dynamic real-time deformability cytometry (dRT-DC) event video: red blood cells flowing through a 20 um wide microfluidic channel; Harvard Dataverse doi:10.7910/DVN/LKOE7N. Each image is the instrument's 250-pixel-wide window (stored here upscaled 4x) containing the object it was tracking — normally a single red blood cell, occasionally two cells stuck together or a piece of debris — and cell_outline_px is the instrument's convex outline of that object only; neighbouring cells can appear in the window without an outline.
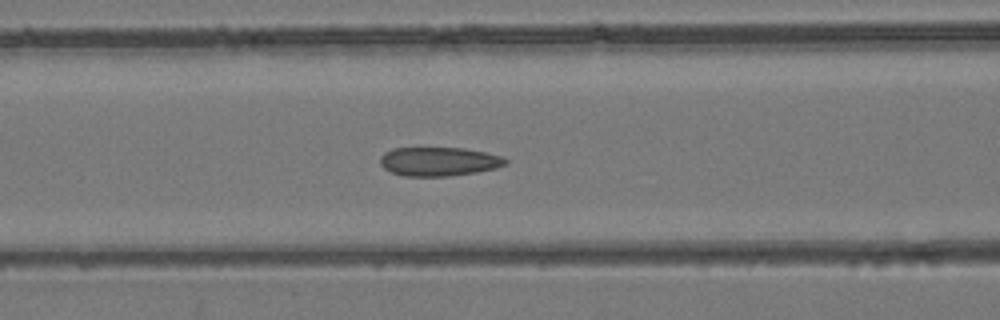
{"species": "common noctule bat (a hibernating species)", "species_latin": "Nyctalus noctula", "temperature_condition": "room temperature", "stored_images_in_passage": 25, "camera_frame_rate_fps": 3000, "um_per_image_px": 0.085, "animal": {"sex": "female", "body_mass_g": 24.6, "forearm_length_mm": 56.2}, "frame": {"image": 1, "passage_image": 5, "time_ms": 1.333, "image_size_px": [1000, 320], "cell_outline_px": [[508, 164], [496, 168], [476, 172], [448, 176], [404, 176], [392, 172], [384, 168], [380, 164], [380, 156], [384, 152], [392, 148], [464, 148], [484, 152], [500, 156], [508, 160]], "centroid_in_image_um": [37.29, 13.73], "position_along_channel_um": 129.3, "area_um2": 21.1}}
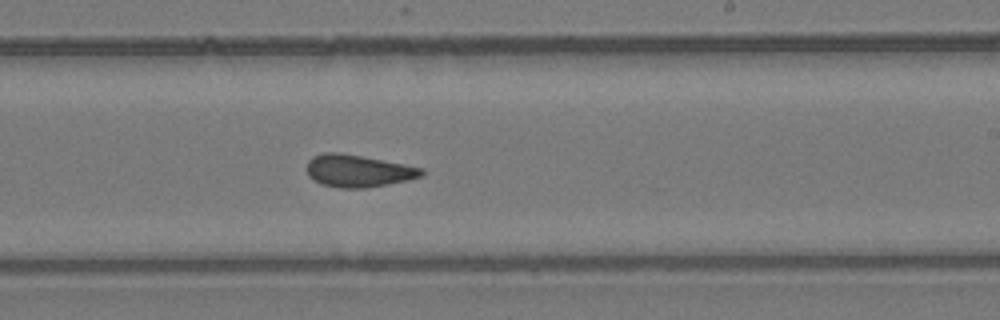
{"frame": {"image": 2, "passage_image": 14, "time_ms": 4.333, "image_size_px": [1000, 320], "cell_outline_px": [[424, 172], [420, 176], [408, 180], [388, 184], [364, 188], [340, 188], [320, 184], [312, 180], [308, 176], [304, 168], [308, 160], [312, 156], [324, 152], [340, 152], [404, 164], [424, 168]], "centroid_in_image_um": [30.36, 14.52], "position_along_channel_um": 258.6, "area_um2": 21.85}}
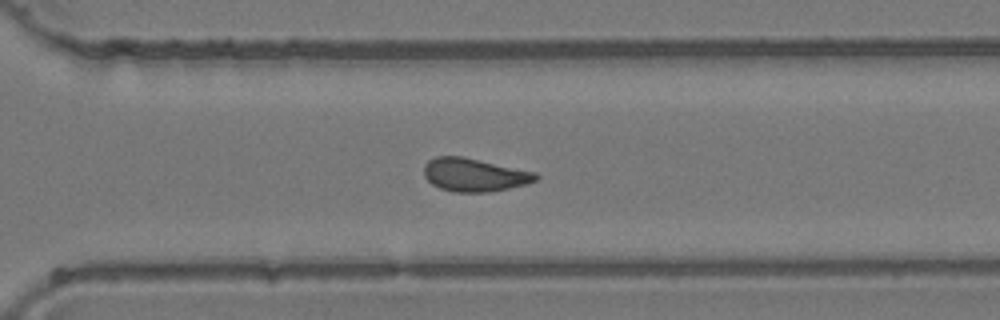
{"frame": {"image": 3, "passage_image": 19, "time_ms": 6.0, "image_size_px": [1000, 320], "cell_outline_px": [[540, 176], [536, 180], [528, 184], [488, 192], [452, 192], [440, 188], [432, 184], [424, 176], [424, 164], [428, 160], [436, 156], [460, 156], [536, 172]], "centroid_in_image_um": [40.31, 14.86], "position_along_channel_um": 330.3, "area_um2": 21.62}}